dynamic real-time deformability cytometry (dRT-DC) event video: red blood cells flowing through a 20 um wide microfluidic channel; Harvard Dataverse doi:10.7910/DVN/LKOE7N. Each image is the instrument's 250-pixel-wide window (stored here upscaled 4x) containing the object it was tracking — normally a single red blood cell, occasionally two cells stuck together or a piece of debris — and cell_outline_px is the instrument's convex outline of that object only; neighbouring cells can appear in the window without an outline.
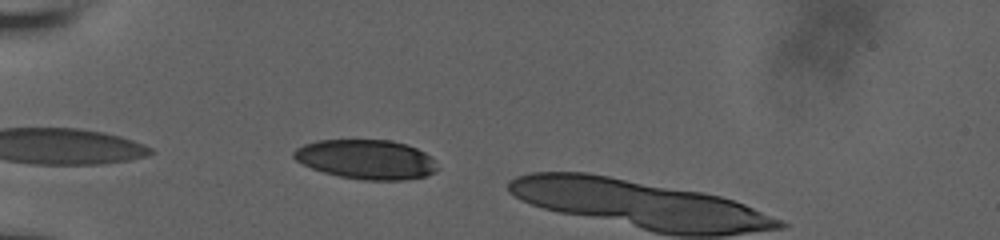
{"species": "human", "species_latin": "Homo sapiens", "temperature_condition": "room temperature", "stored_images_in_passage": 23, "camera_frame_rate_fps": 3000, "um_per_image_px": 0.085, "donor": {"sex": "male"}, "frame": {"image": 1, "passage_image": 2, "time_ms": 0.333, "image_size_px": [1000, 240], "cell_outline_px": [[440, 168], [436, 172], [424, 176], [404, 180], [364, 180], [340, 176], [324, 172], [312, 168], [296, 160], [292, 156], [292, 152], [296, 148], [304, 144], [316, 140], [388, 140], [408, 144], [424, 152]], "centroid_in_image_um": [31.13, 13.54], "position_along_channel_um": 53.9, "area_um2": 32.95}}
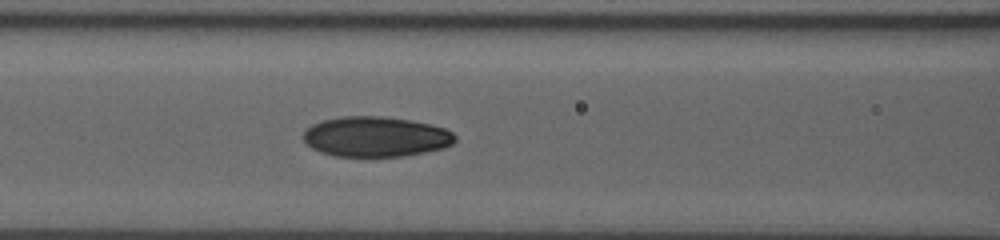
{"frame": {"image": 2, "passage_image": 10, "time_ms": 3.0, "image_size_px": [1000, 240], "cell_outline_px": [[456, 140], [452, 144], [444, 148], [404, 156], [336, 156], [320, 152], [312, 148], [304, 140], [304, 132], [312, 124], [320, 120], [340, 116], [380, 116], [412, 120], [432, 124], [444, 128], [452, 132], [456, 136]], "centroid_in_image_um": [31.95, 11.61], "position_along_channel_um": 134.6, "area_um2": 35.66}}
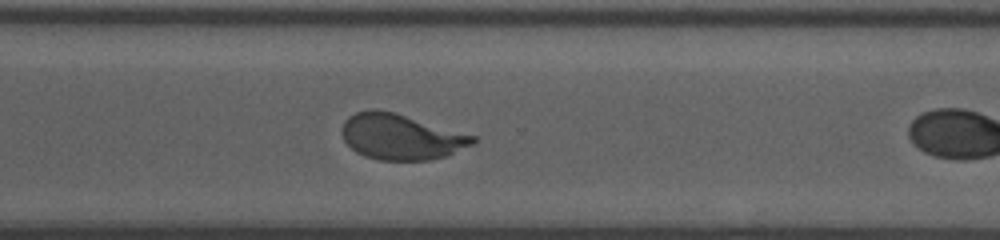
{"frame": {"image": 3, "passage_image": 22, "time_ms": 7.0, "image_size_px": [1000, 240], "cell_outline_px": [[476, 140], [472, 144], [448, 156], [428, 160], [380, 160], [364, 156], [356, 152], [344, 140], [340, 132], [340, 128], [344, 120], [348, 116], [356, 112], [376, 108], [392, 112], [476, 136]], "centroid_in_image_um": [34.04, 11.63], "position_along_channel_um": 336.6, "area_um2": 34.74}}